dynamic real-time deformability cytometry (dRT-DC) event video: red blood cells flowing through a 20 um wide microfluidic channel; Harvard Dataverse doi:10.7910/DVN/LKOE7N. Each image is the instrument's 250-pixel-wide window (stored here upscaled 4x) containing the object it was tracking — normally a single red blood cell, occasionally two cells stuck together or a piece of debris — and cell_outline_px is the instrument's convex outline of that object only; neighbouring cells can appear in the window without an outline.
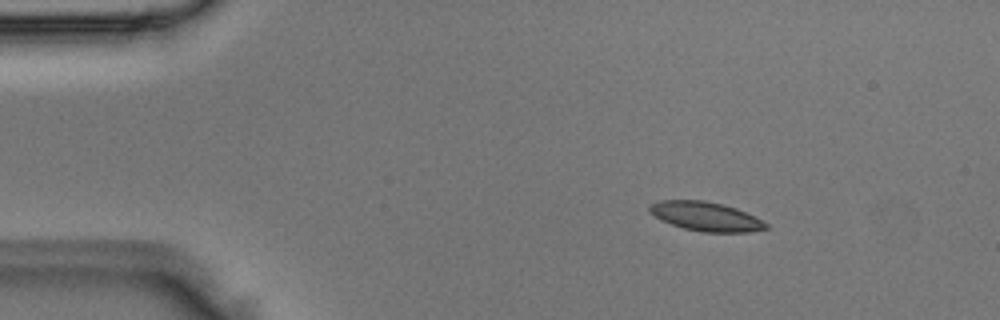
{"species": "Egyptian fruit bat (a non-hibernating species)", "species_latin": "Rousettus aegyptiacus", "temperature_condition": "room temperature", "stored_images_in_passage": 4, "camera_frame_rate_fps": 3000, "um_per_image_px": 0.085, "animal": {"sex": "male"}, "frame": {"image": 1, "passage_image": 2, "time_ms": 0.333, "image_size_px": [1000, 320], "cell_outline_px": [[768, 228], [748, 232], [700, 232], [684, 228], [660, 220], [648, 212], [648, 208], [652, 204], [660, 200], [704, 200], [724, 204], [736, 208], [768, 224]], "centroid_in_image_um": [59.95, 18.39], "position_along_channel_um": 25.1, "area_um2": 19.65}}
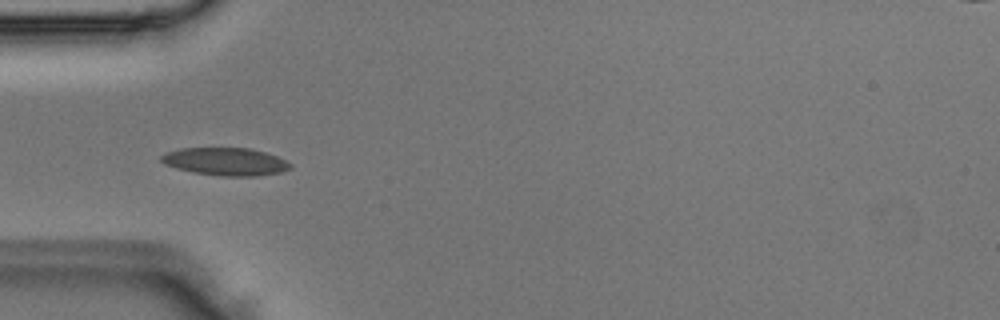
{"frame": {"image": 2, "passage_image": 4, "time_ms": 1.0, "image_size_px": [1000, 320], "cell_outline_px": [[292, 168], [280, 172], [256, 176], [224, 176], [192, 172], [176, 168], [164, 164], [160, 160], [160, 156], [168, 152], [180, 148], [252, 148], [276, 156], [292, 164]], "centroid_in_image_um": [19.16, 13.73], "position_along_channel_um": 65.8, "area_um2": 20.81}}